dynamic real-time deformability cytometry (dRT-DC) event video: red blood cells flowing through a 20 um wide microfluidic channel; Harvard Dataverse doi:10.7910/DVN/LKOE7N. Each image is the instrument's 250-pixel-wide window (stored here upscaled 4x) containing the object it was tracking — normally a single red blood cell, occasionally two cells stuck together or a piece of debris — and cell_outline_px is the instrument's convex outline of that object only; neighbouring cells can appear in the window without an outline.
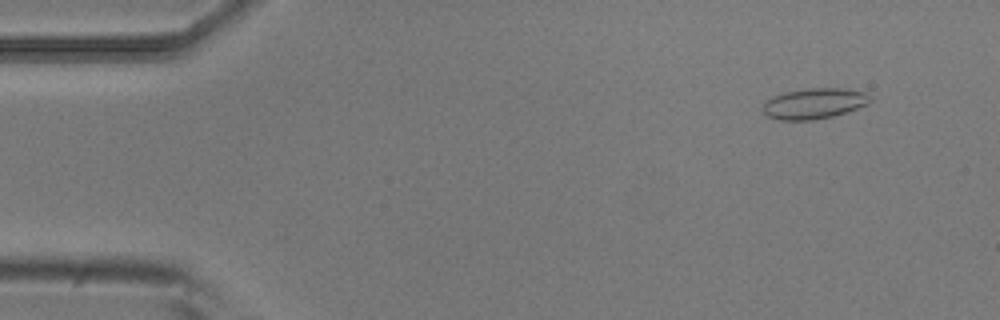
{"species": "common noctule bat (a hibernating species)", "species_latin": "Nyctalus noctula", "temperature_condition": "room temperature", "stored_images_in_passage": 5, "camera_frame_rate_fps": 3000, "um_per_image_px": 0.085, "animal": {"sex": "male", "body_mass_g": 20.5, "forearm_length_mm": 52.5}, "frame": {"image": 1, "passage_image": 1, "time_ms": 0.0, "image_size_px": [1000, 320], "cell_outline_px": [[872, 100], [868, 104], [832, 116], [812, 120], [780, 120], [768, 116], [764, 112], [764, 104], [768, 100], [784, 92], [808, 88], [844, 88], [868, 92]], "centroid_in_image_um": [69.26, 8.78], "position_along_channel_um": 15.7, "area_um2": 18.96}}
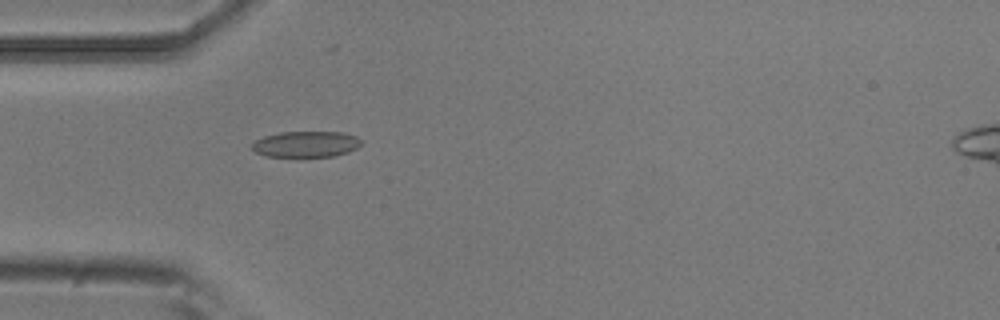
{"frame": {"image": 2, "passage_image": 4, "time_ms": 1.0, "image_size_px": [1000, 320], "cell_outline_px": [[364, 140], [356, 148], [348, 152], [332, 156], [264, 156], [256, 152], [252, 148], [252, 144], [256, 140], [264, 136], [280, 132], [340, 132], [356, 136]], "centroid_in_image_um": [26.02, 12.24], "position_along_channel_um": 59.0, "area_um2": 16.42}}